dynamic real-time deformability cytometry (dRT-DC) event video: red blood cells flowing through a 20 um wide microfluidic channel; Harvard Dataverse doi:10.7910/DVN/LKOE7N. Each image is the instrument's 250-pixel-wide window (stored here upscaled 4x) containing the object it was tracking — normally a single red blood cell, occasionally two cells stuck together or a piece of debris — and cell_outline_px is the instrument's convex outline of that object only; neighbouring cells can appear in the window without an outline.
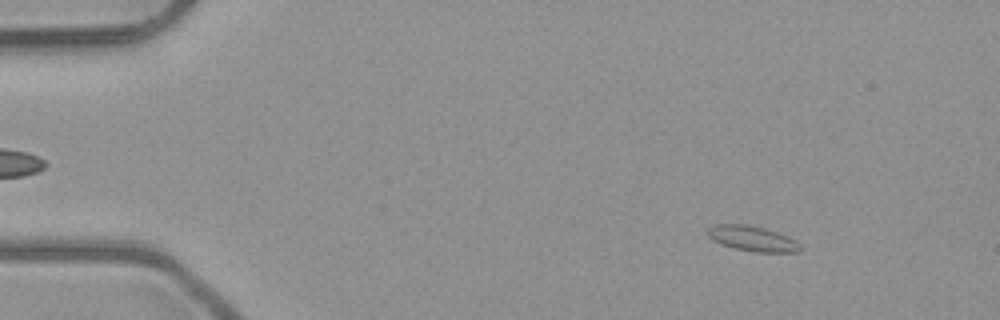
{"species": "common noctule bat (a hibernating species)", "species_latin": "Nyctalus noctula", "temperature_condition": "room temperature", "stored_images_in_passage": 53, "segment_of_instrument_passage": [1, 2], "camera_frame_rate_fps": 3000, "um_per_image_px": 0.085, "animal": {"sex": "male", "body_mass_g": 23.1, "forearm_length_mm": 52.7}, "frame": {"image": 1, "passage_image": 7, "time_ms": 2.0, "image_size_px": [1000, 320], "cell_outline_px": [[804, 248], [800, 252], [756, 252], [732, 248], [712, 240], [708, 236], [708, 228], [716, 224], [748, 224], [764, 228], [788, 236], [796, 240]], "centroid_in_image_um": [63.99, 20.28], "position_along_channel_um": 21.0, "area_um2": 13.76}}
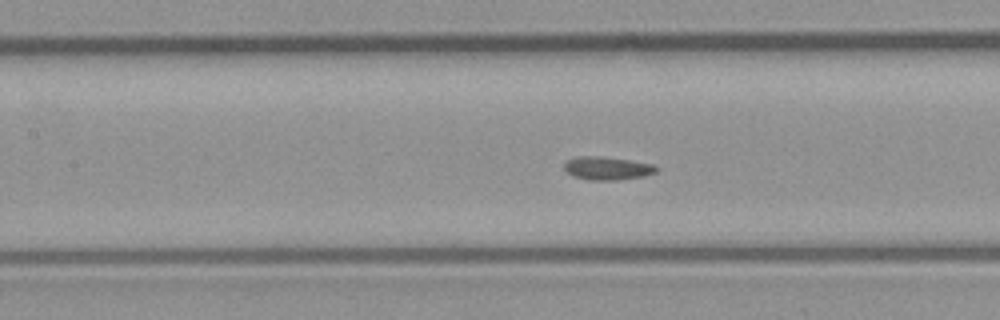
{"frame": {"image": 2, "passage_image": 24, "time_ms": 7.667, "image_size_px": [1000, 320], "cell_outline_px": [[660, 168], [656, 172], [644, 176], [616, 180], [588, 180], [572, 176], [564, 168], [564, 164], [568, 160], [576, 156], [600, 156], [628, 160], [652, 164]], "centroid_in_image_um": [51.61, 14.3], "position_along_channel_um": 155.8, "area_um2": 12.43}}
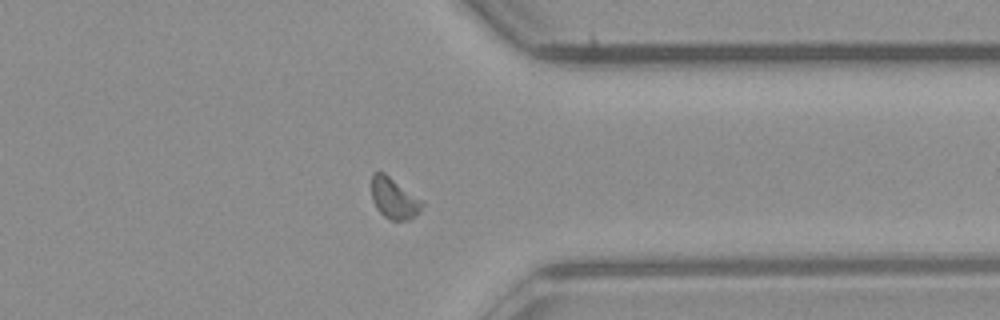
{"frame": {"image": 3, "passage_image": 41, "time_ms": 13.333, "image_size_px": [1000, 320], "cell_outline_px": [[424, 204], [420, 212], [408, 220], [392, 220], [384, 216], [376, 208], [372, 200], [372, 172], [384, 172], [424, 200]], "centroid_in_image_um": [33.52, 16.85], "position_along_channel_um": 377.9, "area_um2": 12.25}}